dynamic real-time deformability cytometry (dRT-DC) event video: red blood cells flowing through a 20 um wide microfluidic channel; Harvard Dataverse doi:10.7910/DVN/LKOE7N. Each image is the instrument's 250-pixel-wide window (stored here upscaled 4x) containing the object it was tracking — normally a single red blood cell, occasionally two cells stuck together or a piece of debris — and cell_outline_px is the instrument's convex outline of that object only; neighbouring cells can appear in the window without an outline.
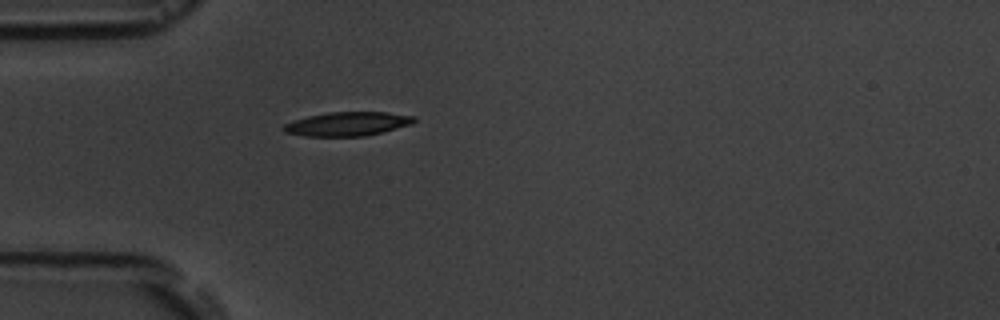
{"species": "common noctule bat (a hibernating species)", "species_latin": "Nyctalus noctula", "temperature_condition": "room temperature", "stored_images_in_passage": 1, "camera_frame_rate_fps": 3000, "um_per_image_px": 0.085, "animal": {"sex": "male", "body_mass_g": 19.5, "forearm_length_mm": 54.6}, "frame": {"image": 1, "passage_image": 1, "time_ms": 0.0, "image_size_px": [1000, 320], "cell_outline_px": [[416, 120], [412, 124], [364, 136], [304, 136], [284, 132], [280, 128], [284, 124], [308, 116], [328, 112], [388, 112], [416, 116]], "centroid_in_image_um": [29.53, 10.52], "position_along_channel_um": 55.5, "area_um2": 18.15}}